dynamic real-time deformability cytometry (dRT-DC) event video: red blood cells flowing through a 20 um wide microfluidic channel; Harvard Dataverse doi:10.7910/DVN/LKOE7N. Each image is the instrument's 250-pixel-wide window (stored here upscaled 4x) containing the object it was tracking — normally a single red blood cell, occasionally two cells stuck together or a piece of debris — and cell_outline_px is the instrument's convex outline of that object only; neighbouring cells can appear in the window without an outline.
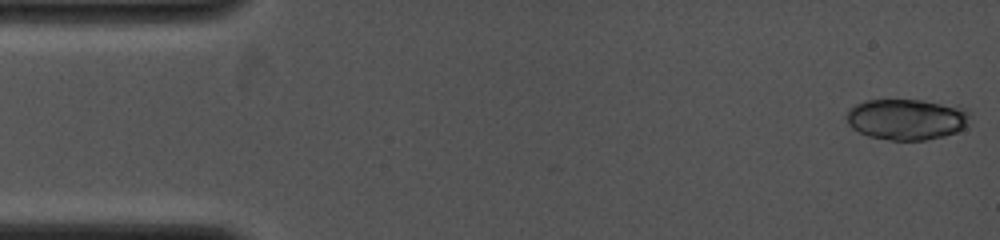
{"species": "common noctule bat (a hibernating species)", "species_latin": "Nyctalus noctula", "temperature_condition": "cold", "stored_images_in_passage": 8, "camera_frame_rate_fps": 4000, "um_per_image_px": 0.085, "animal": {"sex": "female", "body_mass_g": 19.0, "forearm_length_mm": 53.3}, "frame": {"image": 1, "passage_image": 1, "time_ms": 0.0, "image_size_px": [1000, 240], "cell_outline_px": [[968, 116], [964, 128], [956, 132], [944, 136], [924, 140], [888, 140], [868, 136], [852, 128], [848, 124], [848, 108], [864, 100], [920, 100], [964, 108], [968, 112]], "centroid_in_image_um": [77.02, 10.14], "position_along_channel_um": 8.0, "area_um2": 29.13}}
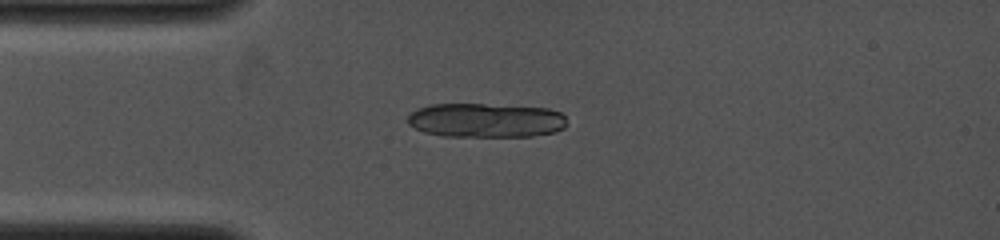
{"frame": {"image": 2, "passage_image": 8, "time_ms": 3.25, "image_size_px": [1000, 240], "cell_outline_px": [[564, 128], [556, 132], [532, 136], [444, 136], [424, 132], [408, 124], [408, 116], [416, 108], [432, 104], [484, 104], [548, 108], [560, 112], [564, 116]], "centroid_in_image_um": [41.28, 10.22], "position_along_channel_um": 43.7, "area_um2": 31.73}}